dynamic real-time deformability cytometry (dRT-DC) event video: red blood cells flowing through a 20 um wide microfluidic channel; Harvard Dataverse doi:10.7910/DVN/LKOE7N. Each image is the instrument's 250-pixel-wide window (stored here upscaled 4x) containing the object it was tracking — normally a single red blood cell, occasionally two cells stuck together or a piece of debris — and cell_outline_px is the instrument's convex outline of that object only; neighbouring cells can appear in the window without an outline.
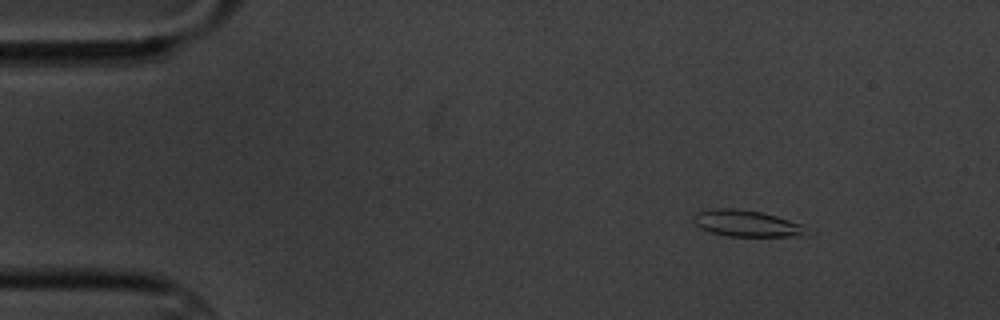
{"species": "common noctule bat (a hibernating species)", "species_latin": "Nyctalus noctula", "temperature_condition": "cold", "stored_images_in_passage": 5, "camera_frame_rate_fps": 3000, "um_per_image_px": 0.085, "animal": {"sex": "male", "body_mass_g": 20.1, "forearm_length_mm": 53.5}, "frame": {"image": 1, "passage_image": 1, "time_ms": 0.0, "image_size_px": [1000, 320], "cell_outline_px": [[808, 236], [728, 236], [712, 232], [700, 228], [692, 220], [692, 216], [696, 212], [712, 208], [736, 208], [760, 212], [776, 216], [800, 224], [808, 232]], "centroid_in_image_um": [63.41, 18.98], "position_along_channel_um": 21.6, "area_um2": 17.34}}
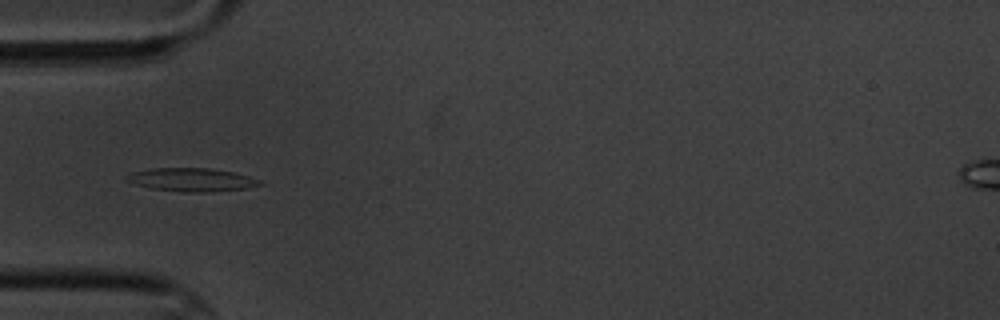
{"frame": {"image": 2, "passage_image": 4, "time_ms": 3.667, "image_size_px": [1000, 320], "cell_outline_px": [[264, 184], [248, 188], [208, 192], [184, 192], [148, 188], [132, 184], [124, 180], [124, 176], [132, 172], [152, 168], [208, 168], [232, 172], [248, 176], [260, 180]], "centroid_in_image_um": [16.23, 15.28], "position_along_channel_um": 68.8, "area_um2": 18.26}}